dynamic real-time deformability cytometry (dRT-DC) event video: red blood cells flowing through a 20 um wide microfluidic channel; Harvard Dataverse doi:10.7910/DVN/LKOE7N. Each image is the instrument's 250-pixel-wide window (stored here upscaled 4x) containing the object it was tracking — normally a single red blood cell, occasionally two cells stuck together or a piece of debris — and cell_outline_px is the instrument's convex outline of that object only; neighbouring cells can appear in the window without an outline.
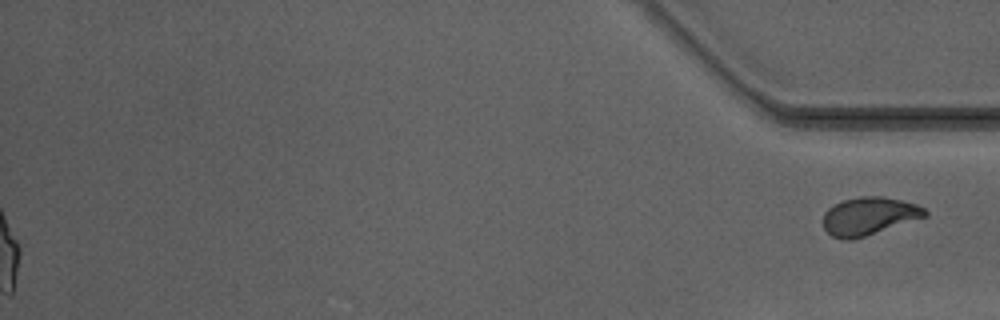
{"species": "Egyptian fruit bat (a non-hibernating species)", "species_latin": "Rousettus aegyptiacus", "temperature_condition": "warm", "stored_images_in_passage": 51, "segment_of_instrument_passage": [2, 2], "camera_frame_rate_fps": 3000, "um_per_image_px": 0.085, "animal": {"sex": "male"}, "frame": {"image": 1, "passage_image": 51, "time_ms": 16.667, "image_size_px": [1000, 320], "cell_outline_px": [[928, 216], [852, 240], [844, 240], [832, 236], [824, 228], [824, 212], [828, 208], [844, 200], [860, 196], [884, 196], [916, 204], [924, 208], [928, 212]], "centroid_in_image_um": [73.87, 18.37], "position_along_channel_um": 361.3, "area_um2": 22.37}}